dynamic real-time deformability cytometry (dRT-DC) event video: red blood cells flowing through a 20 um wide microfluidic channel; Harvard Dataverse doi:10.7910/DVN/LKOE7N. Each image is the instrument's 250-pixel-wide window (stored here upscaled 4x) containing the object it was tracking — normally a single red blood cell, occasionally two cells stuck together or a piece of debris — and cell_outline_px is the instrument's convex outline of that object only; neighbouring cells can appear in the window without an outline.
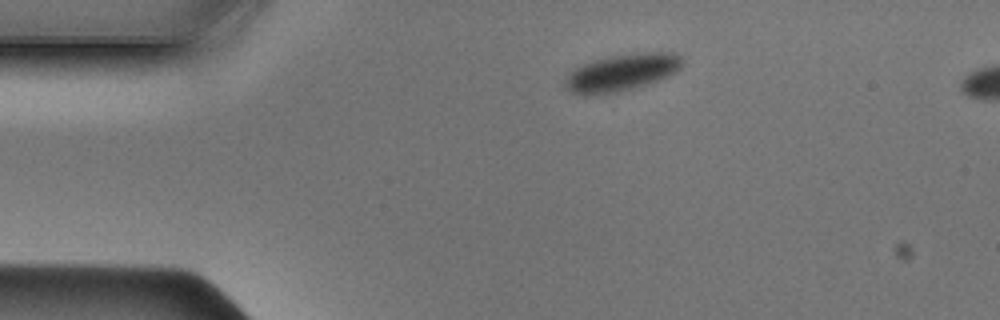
{"species": "Egyptian fruit bat (a non-hibernating species)", "species_latin": "Rousettus aegyptiacus", "temperature_condition": "cold", "stored_images_in_passage": 40, "camera_frame_rate_fps": 3000, "um_per_image_px": 0.085, "animal": {"sex": "male"}, "frame": {"image": 1, "passage_image": 1, "time_ms": 0.0, "image_size_px": [1000, 320], "cell_outline_px": [[684, 60], [680, 68], [676, 72], [660, 80], [648, 84], [620, 92], [584, 96], [572, 92], [564, 88], [564, 80], [568, 72], [572, 68], [580, 64], [592, 60], [608, 56], [632, 52], [676, 52]], "centroid_in_image_um": [52.81, 6.15], "position_along_channel_um": 32.2, "area_um2": 26.13}}
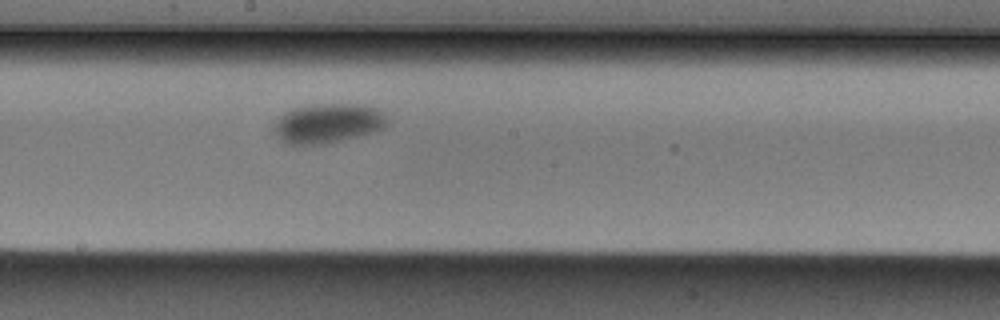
{"frame": {"image": 2, "passage_image": 18, "time_ms": 5.667, "image_size_px": [1000, 320], "cell_outline_px": [[388, 124], [384, 128], [372, 132], [324, 144], [288, 144], [280, 140], [272, 132], [272, 124], [284, 112], [292, 108], [312, 104], [360, 104], [380, 108], [388, 116]], "centroid_in_image_um": [27.85, 10.46], "position_along_channel_um": 220.3, "area_um2": 26.53}}
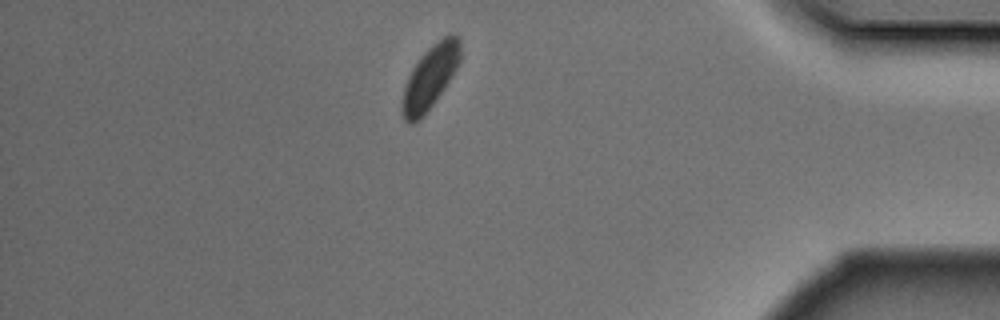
{"frame": {"image": 3, "passage_image": 34, "time_ms": 11.0, "image_size_px": [1000, 320], "cell_outline_px": [[460, 60], [456, 68], [432, 104], [412, 124], [408, 124], [404, 120], [404, 88], [408, 76], [412, 68], [420, 56], [432, 44], [444, 36], [452, 32], [456, 32], [460, 36]], "centroid_in_image_um": [36.59, 6.43], "position_along_channel_um": 398.6, "area_um2": 20.63}}